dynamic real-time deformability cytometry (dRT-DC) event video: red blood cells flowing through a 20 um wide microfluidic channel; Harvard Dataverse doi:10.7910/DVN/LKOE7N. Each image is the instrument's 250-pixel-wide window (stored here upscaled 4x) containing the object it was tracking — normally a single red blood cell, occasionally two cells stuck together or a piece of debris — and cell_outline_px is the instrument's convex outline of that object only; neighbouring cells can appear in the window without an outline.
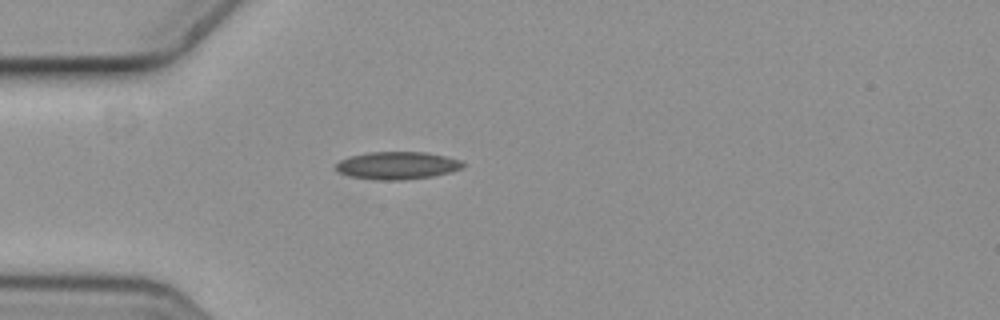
{"species": "common noctule bat (a hibernating species)", "species_latin": "Nyctalus noctula", "temperature_condition": "cold", "stored_images_in_passage": 2, "camera_frame_rate_fps": 3000, "um_per_image_px": 0.085, "animal": {"sex": "female", "body_mass_g": 19.3, "forearm_length_mm": 54.1}, "frame": {"image": 1, "passage_image": 1, "time_ms": 0.0, "image_size_px": [1000, 320], "cell_outline_px": [[464, 168], [432, 176], [400, 180], [380, 180], [348, 176], [336, 172], [336, 164], [340, 160], [348, 156], [368, 152], [428, 152], [464, 160]], "centroid_in_image_um": [33.76, 14.05], "position_along_channel_um": 51.2, "area_um2": 20.63}}